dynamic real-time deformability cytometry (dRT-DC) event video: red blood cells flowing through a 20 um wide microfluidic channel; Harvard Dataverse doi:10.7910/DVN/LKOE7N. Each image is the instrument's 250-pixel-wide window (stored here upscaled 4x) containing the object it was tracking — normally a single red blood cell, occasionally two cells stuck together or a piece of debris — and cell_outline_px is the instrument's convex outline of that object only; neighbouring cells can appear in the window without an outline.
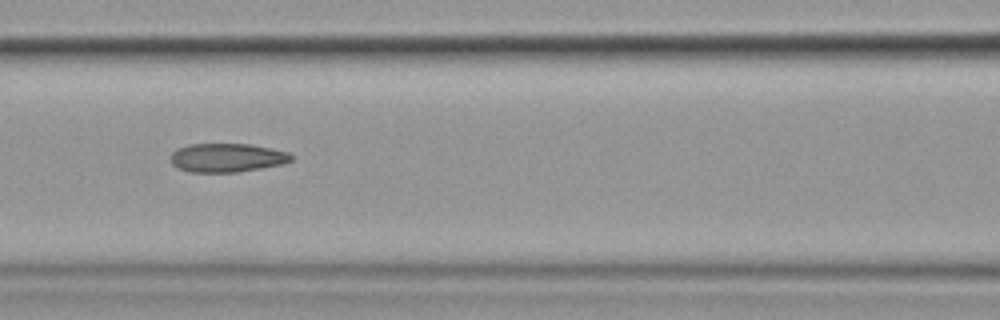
{"species": "common noctule bat (a hibernating species)", "species_latin": "Nyctalus noctula", "temperature_condition": "cold", "stored_images_in_passage": 9, "camera_frame_rate_fps": 3000, "um_per_image_px": 0.085, "animal": {"sex": "female", "body_mass_g": 19.9}, "frame": {"image": 1, "passage_image": 6, "time_ms": 5.667, "image_size_px": [1000, 320], "cell_outline_px": [[292, 160], [280, 164], [260, 168], [236, 172], [188, 172], [176, 168], [172, 164], [172, 152], [176, 148], [188, 144], [252, 144], [272, 148], [288, 152], [292, 156]], "centroid_in_image_um": [19.26, 13.4], "position_along_channel_um": 147.3, "area_um2": 20.23}}
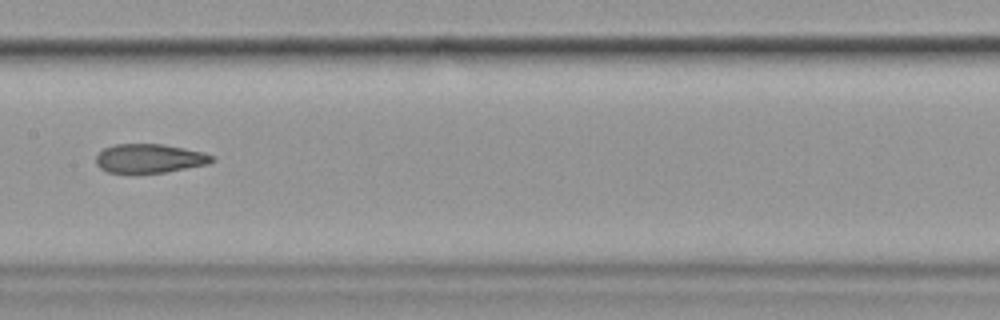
{"frame": {"image": 2, "passage_image": 7, "time_ms": 7.0, "image_size_px": [1000, 320], "cell_outline_px": [[216, 160], [208, 164], [164, 172], [108, 172], [100, 168], [96, 164], [96, 156], [104, 148], [116, 144], [160, 144], [184, 148], [204, 152], [212, 156]], "centroid_in_image_um": [12.72, 13.45], "position_along_channel_um": 194.7, "area_um2": 19.31}}
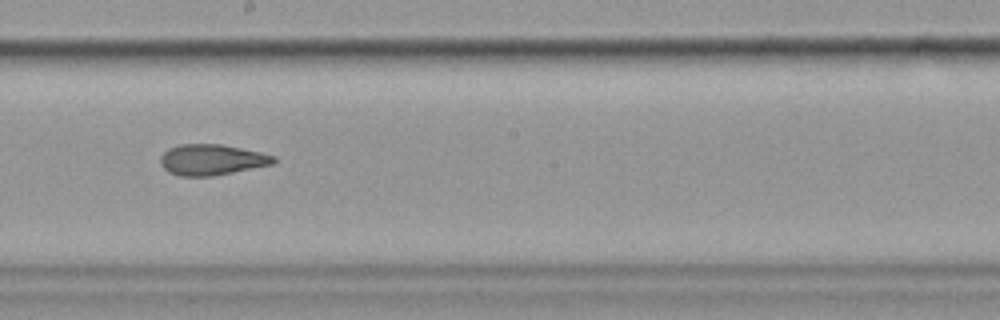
{"frame": {"image": 3, "passage_image": 8, "time_ms": 8.0, "image_size_px": [1000, 320], "cell_outline_px": [[276, 160], [272, 164], [212, 176], [180, 176], [168, 172], [160, 164], [160, 156], [168, 148], [180, 144], [220, 144], [260, 152], [276, 156]], "centroid_in_image_um": [17.96, 13.57], "position_along_channel_um": 230.2, "area_um2": 20.23}}